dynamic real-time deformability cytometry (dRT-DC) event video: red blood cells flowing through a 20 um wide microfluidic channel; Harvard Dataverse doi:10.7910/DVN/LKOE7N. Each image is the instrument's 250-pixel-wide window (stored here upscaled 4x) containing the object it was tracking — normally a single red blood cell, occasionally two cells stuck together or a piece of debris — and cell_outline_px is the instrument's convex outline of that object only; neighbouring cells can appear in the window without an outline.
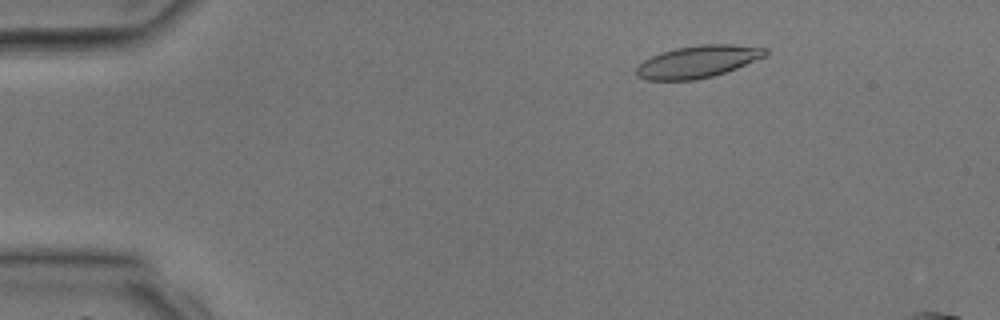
{"species": "common noctule bat (a hibernating species)", "species_latin": "Nyctalus noctula", "temperature_condition": "room temperature", "stored_images_in_passage": 13, "camera_frame_rate_fps": 3000, "um_per_image_px": 0.085, "animal": {"sex": "male", "body_mass_g": 17.9, "forearm_length_mm": 54.2}, "frame": {"image": 1, "passage_image": 6, "time_ms": 1.667, "image_size_px": [1000, 320], "cell_outline_px": [[768, 52], [764, 56], [736, 68], [712, 76], [696, 80], [644, 80], [636, 76], [636, 68], [644, 60], [660, 52], [676, 48], [700, 44], [732, 44], [768, 48]], "centroid_in_image_um": [59.28, 5.24], "position_along_channel_um": 25.7, "area_um2": 24.1}}